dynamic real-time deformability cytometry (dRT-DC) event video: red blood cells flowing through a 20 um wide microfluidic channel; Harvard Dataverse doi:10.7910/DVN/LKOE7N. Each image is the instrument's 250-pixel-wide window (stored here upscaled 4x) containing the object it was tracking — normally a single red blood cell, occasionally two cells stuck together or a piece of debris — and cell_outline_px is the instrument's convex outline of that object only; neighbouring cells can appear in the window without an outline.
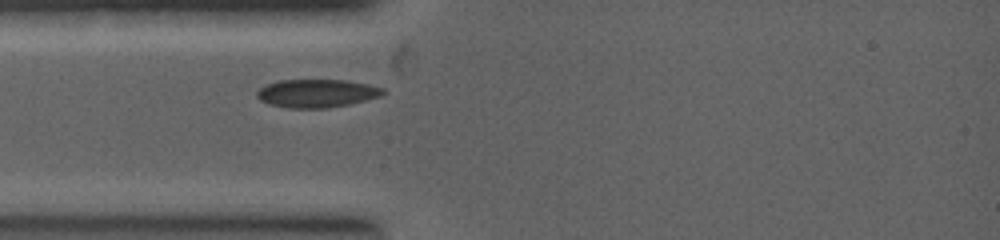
{"species": "common noctule bat (a hibernating species)", "species_latin": "Nyctalus noctula", "temperature_condition": "warm", "stored_images_in_passage": 3, "camera_frame_rate_fps": 5000, "um_per_image_px": 0.085, "animal": {"sex": "female", "body_mass_g": 19.0, "forearm_length_mm": 53.3}, "frame": {"image": 1, "passage_image": 1, "time_ms": 0.0, "image_size_px": [1000, 240], "cell_outline_px": [[384, 92], [380, 96], [348, 104], [328, 108], [292, 108], [272, 104], [260, 100], [256, 96], [256, 92], [260, 88], [268, 84], [280, 80], [344, 80], [384, 88]], "centroid_in_image_um": [26.9, 7.93], "position_along_channel_um": 58.1, "area_um2": 20.29}}